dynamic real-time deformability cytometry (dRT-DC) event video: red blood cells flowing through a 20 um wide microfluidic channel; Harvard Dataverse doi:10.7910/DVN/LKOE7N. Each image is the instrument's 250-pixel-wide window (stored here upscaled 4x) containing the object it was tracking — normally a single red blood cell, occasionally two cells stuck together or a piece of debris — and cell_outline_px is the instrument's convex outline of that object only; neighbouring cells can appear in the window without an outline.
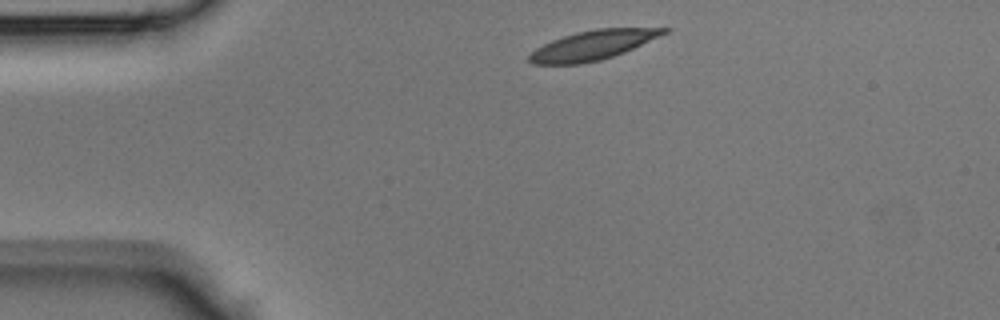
{"species": "Egyptian fruit bat (a non-hibernating species)", "species_latin": "Rousettus aegyptiacus", "temperature_condition": "room temperature", "stored_images_in_passage": 36, "camera_frame_rate_fps": 3000, "um_per_image_px": 0.085, "animal": {"sex": "male"}, "frame": {"image": 1, "passage_image": 1, "time_ms": 0.0, "image_size_px": [1000, 320], "cell_outline_px": [[672, 28], [668, 32], [660, 36], [624, 52], [600, 60], [580, 64], [532, 64], [528, 60], [528, 56], [536, 48], [552, 40], [576, 32], [596, 28]], "centroid_in_image_um": [50.38, 3.84], "position_along_channel_um": 34.6, "area_um2": 22.89}}
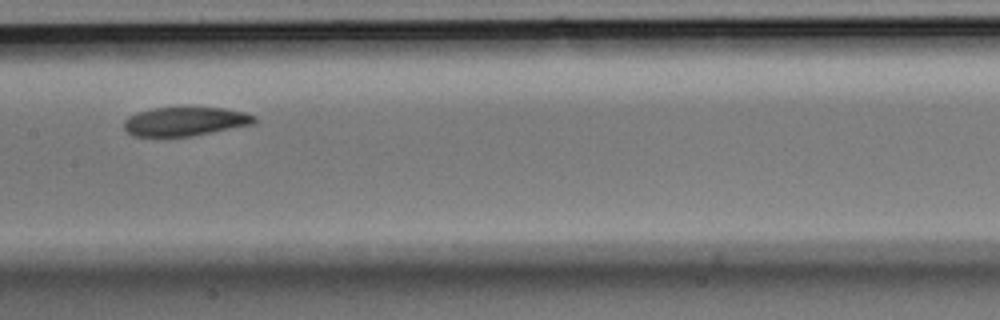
{"frame": {"image": 2, "passage_image": 14, "time_ms": 4.333, "image_size_px": [1000, 320], "cell_outline_px": [[256, 120], [252, 124], [192, 136], [132, 136], [124, 128], [124, 120], [128, 116], [136, 112], [152, 108], [180, 104], [224, 108], [244, 112], [256, 116]], "centroid_in_image_um": [15.7, 10.26], "position_along_channel_um": 191.7, "area_um2": 22.83}}
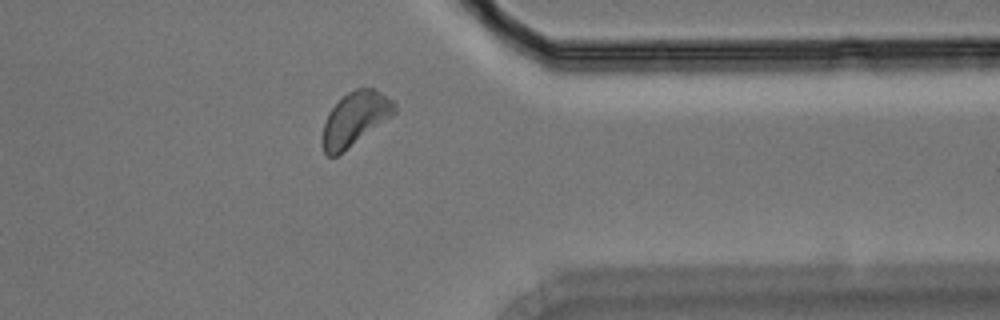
{"frame": {"image": 3, "passage_image": 27, "time_ms": 8.667, "image_size_px": [1000, 320], "cell_outline_px": [[396, 112], [392, 116], [336, 156], [328, 156], [324, 152], [320, 140], [324, 124], [328, 112], [348, 92], [356, 88], [372, 88], [380, 92], [392, 100], [396, 104]], "centroid_in_image_um": [30.15, 10.1], "position_along_channel_um": 381.2, "area_um2": 22.2}}